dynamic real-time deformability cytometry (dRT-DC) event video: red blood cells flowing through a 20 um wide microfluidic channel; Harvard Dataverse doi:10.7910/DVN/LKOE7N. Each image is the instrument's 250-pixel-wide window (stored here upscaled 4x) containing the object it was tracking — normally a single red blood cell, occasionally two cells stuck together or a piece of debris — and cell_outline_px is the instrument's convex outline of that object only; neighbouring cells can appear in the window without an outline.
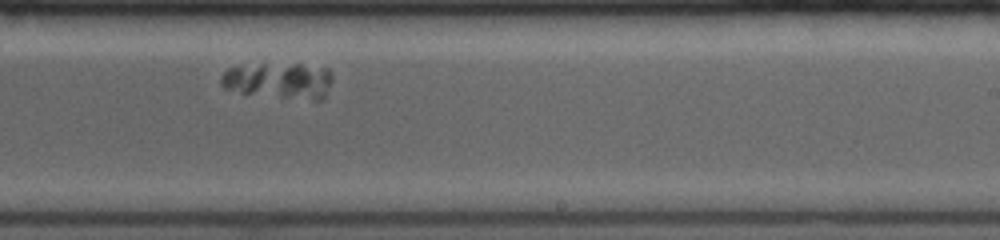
{"species": "common noctule bat (a hibernating species)", "species_latin": "Nyctalus noctula", "temperature_condition": "room temperature", "stored_images_in_passage": 8, "segment_of_instrument_passage": [4, 4], "camera_frame_rate_fps": 4000, "um_per_image_px": 0.085, "animal": {"sex": "female", "body_mass_g": 19.0, "forearm_length_mm": 53.3}, "frame": {"image": 1, "passage_image": 7, "time_ms": 5.75, "image_size_px": [1000, 240], "cell_outline_px": [[332, 80], [324, 96], [320, 100], [312, 100], [244, 96], [224, 88], [220, 84], [220, 76], [228, 68], [260, 64], [300, 64], [328, 68], [332, 76]], "centroid_in_image_um": [23.65, 6.9], "position_along_channel_um": 265.4, "area_um2": 24.28}}
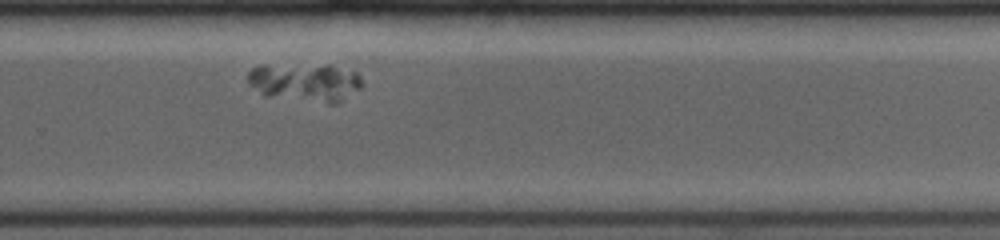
{"frame": {"image": 2, "passage_image": 8, "time_ms": 6.75, "image_size_px": [1000, 240], "cell_outline_px": [[360, 88], [340, 104], [328, 104], [264, 96], [248, 84], [248, 72], [252, 68], [260, 64], [332, 64], [356, 72], [360, 76]], "centroid_in_image_um": [25.92, 6.99], "position_along_channel_um": 303.9, "area_um2": 26.47}}